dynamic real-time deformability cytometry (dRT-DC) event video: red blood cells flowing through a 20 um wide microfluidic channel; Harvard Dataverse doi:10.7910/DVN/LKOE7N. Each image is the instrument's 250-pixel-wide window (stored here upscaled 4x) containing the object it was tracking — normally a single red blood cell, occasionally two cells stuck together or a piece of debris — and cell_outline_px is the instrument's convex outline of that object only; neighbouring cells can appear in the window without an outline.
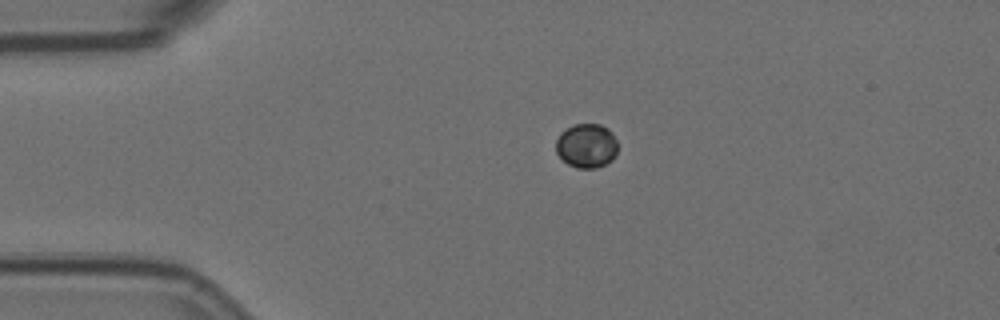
{"species": "Egyptian fruit bat (a non-hibernating species)", "species_latin": "Rousettus aegyptiacus", "temperature_condition": "room temperature", "stored_images_in_passage": 8, "camera_frame_rate_fps": 3000, "um_per_image_px": 0.085, "animal": {"sex": "female"}, "frame": {"image": 1, "passage_image": 1, "time_ms": 0.0, "image_size_px": [1000, 320], "cell_outline_px": [[616, 156], [612, 160], [596, 168], [576, 168], [568, 164], [556, 152], [556, 140], [560, 132], [572, 124], [600, 124], [608, 128], [612, 132], [616, 140]], "centroid_in_image_um": [49.85, 12.37], "position_along_channel_um": 35.2, "area_um2": 16.01}}
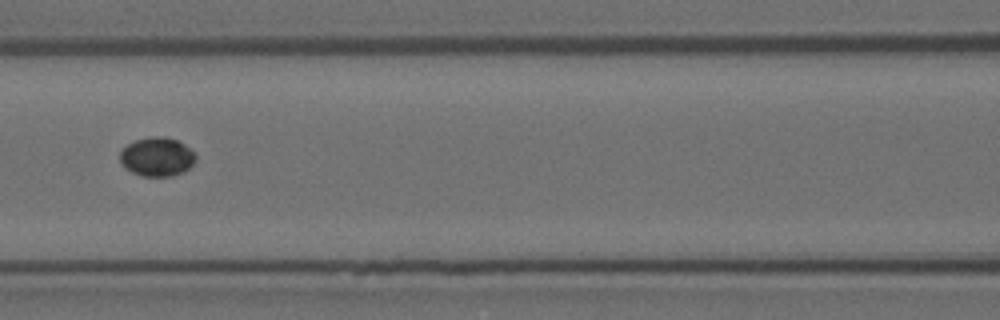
{"frame": {"image": 2, "passage_image": 5, "time_ms": 1.333, "image_size_px": [1000, 320], "cell_outline_px": [[196, 160], [184, 172], [172, 176], [140, 176], [124, 168], [120, 160], [120, 148], [136, 140], [148, 136], [164, 136], [176, 140], [184, 144], [196, 156]], "centroid_in_image_um": [13.31, 13.33], "position_along_channel_um": 153.3, "area_um2": 17.28}}
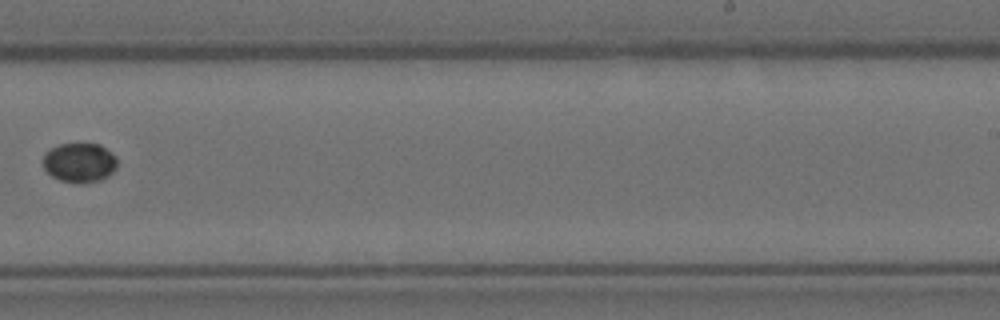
{"frame": {"image": 3, "passage_image": 8, "time_ms": 2.333, "image_size_px": [1000, 320], "cell_outline_px": [[116, 168], [108, 176], [100, 180], [80, 184], [76, 184], [60, 180], [52, 176], [44, 168], [44, 152], [60, 144], [100, 144], [112, 152], [116, 156]], "centroid_in_image_um": [6.77, 13.83], "position_along_channel_um": 282.2, "area_um2": 17.11}}